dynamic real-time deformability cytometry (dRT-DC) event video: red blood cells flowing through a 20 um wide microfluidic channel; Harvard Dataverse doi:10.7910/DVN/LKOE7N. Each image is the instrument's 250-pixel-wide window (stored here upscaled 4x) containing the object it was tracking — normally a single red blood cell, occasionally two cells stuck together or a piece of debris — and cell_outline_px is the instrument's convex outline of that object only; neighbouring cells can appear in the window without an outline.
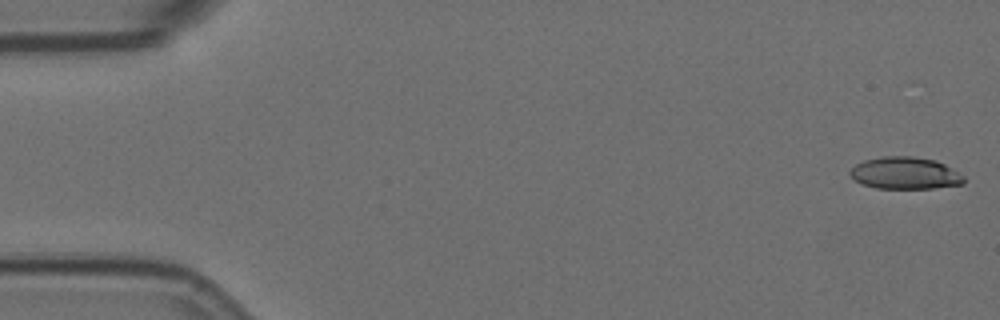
{"species": "Egyptian fruit bat (a non-hibernating species)", "species_latin": "Rousettus aegyptiacus", "temperature_condition": "room temperature", "stored_images_in_passage": 5, "camera_frame_rate_fps": 3000, "um_per_image_px": 0.085, "animal": {"sex": "female"}, "frame": {"image": 1, "passage_image": 1, "time_ms": 0.0, "image_size_px": [1000, 320], "cell_outline_px": [[964, 184], [932, 188], [876, 188], [860, 184], [848, 172], [856, 164], [864, 160], [884, 156], [912, 156], [936, 160], [944, 164], [964, 176]], "centroid_in_image_um": [76.92, 14.71], "position_along_channel_um": 8.1, "area_um2": 21.21}}
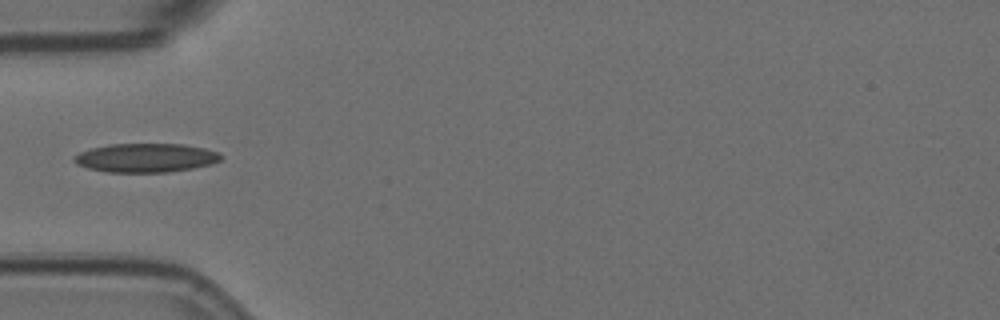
{"frame": {"image": 2, "passage_image": 5, "time_ms": 1.333, "image_size_px": [1000, 320], "cell_outline_px": [[224, 156], [220, 160], [212, 164], [192, 168], [168, 172], [104, 172], [88, 168], [76, 164], [72, 160], [72, 156], [80, 152], [92, 148], [108, 144], [184, 144], [204, 148], [220, 152]], "centroid_in_image_um": [12.39, 13.41], "position_along_channel_um": 72.6, "area_um2": 24.91}}